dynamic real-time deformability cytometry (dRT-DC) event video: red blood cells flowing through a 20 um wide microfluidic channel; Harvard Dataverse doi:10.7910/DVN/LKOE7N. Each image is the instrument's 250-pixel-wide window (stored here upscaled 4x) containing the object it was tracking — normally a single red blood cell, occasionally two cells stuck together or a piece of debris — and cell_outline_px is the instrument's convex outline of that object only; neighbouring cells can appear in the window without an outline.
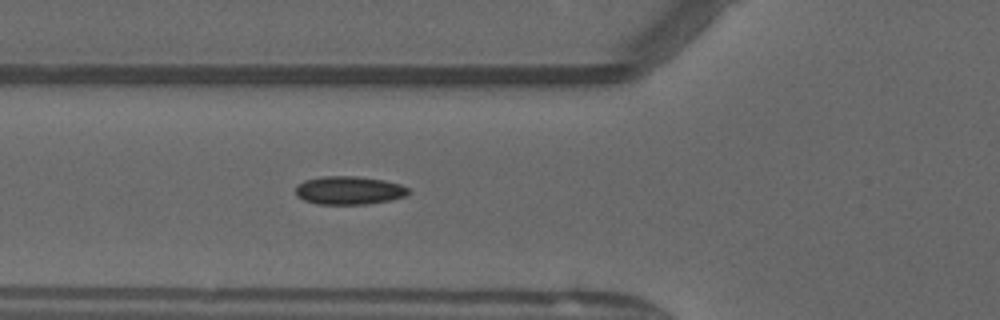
{"species": "common noctule bat (a hibernating species)", "species_latin": "Nyctalus noctula", "temperature_condition": "warm", "stored_images_in_passage": 39, "camera_frame_rate_fps": 3000, "um_per_image_px": 0.085, "animal": {"sex": "male", "forearm_length_mm": 52.5}, "frame": {"image": 1, "passage_image": 9, "time_ms": 2.667, "image_size_px": [1000, 320], "cell_outline_px": [[412, 192], [404, 196], [392, 200], [368, 204], [316, 204], [304, 200], [296, 196], [296, 184], [304, 180], [320, 176], [356, 176], [384, 180], [400, 184], [408, 188]], "centroid_in_image_um": [29.66, 16.18], "position_along_channel_um": 96.1, "area_um2": 18.84}}
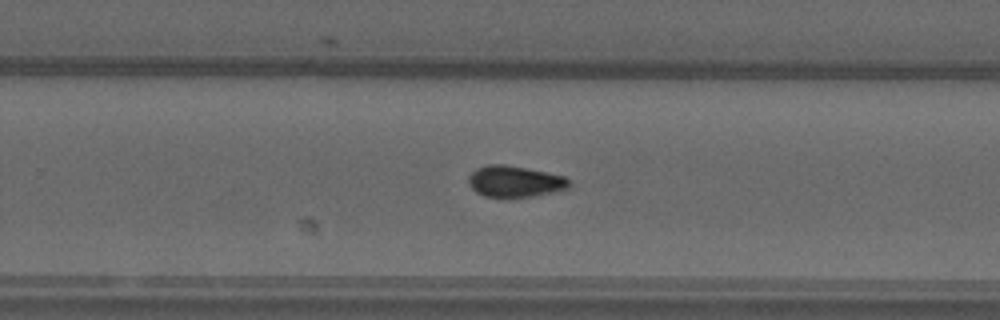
{"frame": {"image": 2, "passage_image": 23, "time_ms": 7.333, "image_size_px": [1000, 320], "cell_outline_px": [[572, 184], [568, 188], [552, 192], [532, 196], [508, 200], [500, 200], [484, 196], [476, 192], [468, 184], [468, 176], [476, 168], [488, 164], [504, 164], [564, 176]], "centroid_in_image_um": [43.7, 15.47], "position_along_channel_um": 286.1, "area_um2": 18.84}}
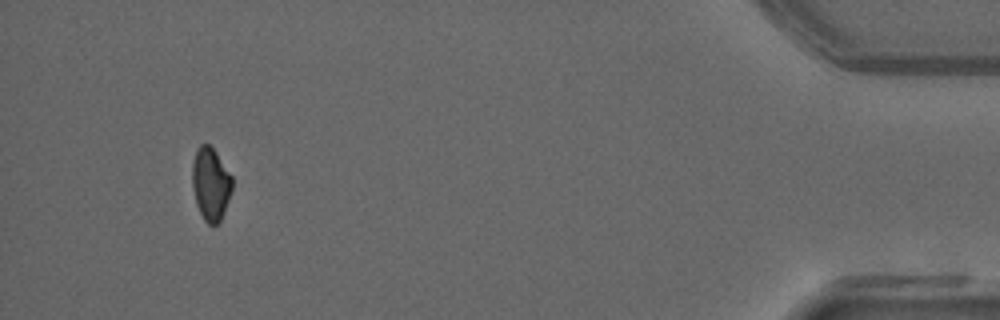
{"frame": {"image": 3, "passage_image": 38, "time_ms": 12.333, "image_size_px": [1000, 320], "cell_outline_px": [[232, 188], [224, 212], [220, 220], [216, 224], [208, 224], [204, 220], [196, 204], [192, 184], [192, 164], [196, 152], [200, 144], [208, 144], [216, 152], [232, 176]], "centroid_in_image_um": [17.9, 15.63], "position_along_channel_um": 417.3, "area_um2": 16.76}}